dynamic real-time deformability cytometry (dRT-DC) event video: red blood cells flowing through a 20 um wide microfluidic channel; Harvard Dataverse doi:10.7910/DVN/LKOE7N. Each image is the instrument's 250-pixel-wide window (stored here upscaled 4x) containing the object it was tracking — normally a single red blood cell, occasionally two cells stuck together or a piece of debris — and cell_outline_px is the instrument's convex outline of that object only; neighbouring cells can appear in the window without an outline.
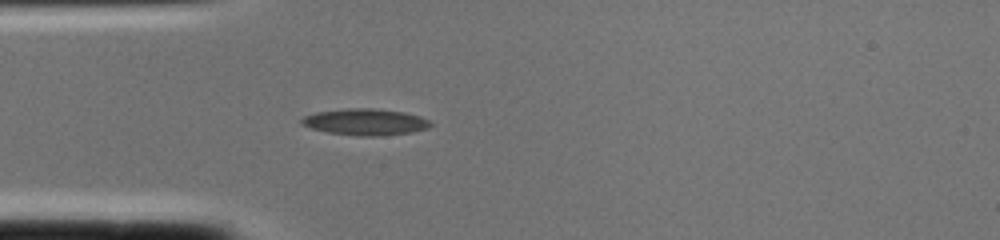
{"species": "common noctule bat (a hibernating species)", "species_latin": "Nyctalus noctula", "temperature_condition": "cold", "stored_images_in_passage": 2, "camera_frame_rate_fps": 3000, "um_per_image_px": 0.085, "animal": {"sex": "female", "body_mass_g": 22.0, "forearm_length_mm": 56.7}, "frame": {"image": 1, "passage_image": 2, "time_ms": 0.333, "image_size_px": [1000, 240], "cell_outline_px": [[432, 124], [428, 128], [412, 132], [376, 136], [360, 136], [328, 132], [312, 128], [300, 124], [300, 120], [304, 116], [316, 112], [348, 108], [372, 108], [404, 112], [420, 116], [428, 120]], "centroid_in_image_um": [31.04, 10.36], "position_along_channel_um": 54.0, "area_um2": 19.77}}